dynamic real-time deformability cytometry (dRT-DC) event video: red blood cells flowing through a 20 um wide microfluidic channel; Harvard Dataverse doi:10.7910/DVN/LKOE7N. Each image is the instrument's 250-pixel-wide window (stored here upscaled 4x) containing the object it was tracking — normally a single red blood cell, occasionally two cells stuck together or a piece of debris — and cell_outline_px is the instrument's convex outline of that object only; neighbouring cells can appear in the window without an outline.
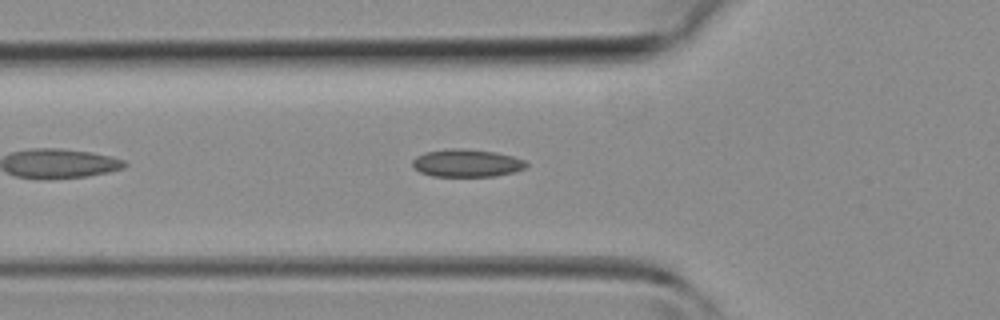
{"species": "common noctule bat (a hibernating species)", "species_latin": "Nyctalus noctula", "temperature_condition": "room temperature", "stored_images_in_passage": 33, "camera_frame_rate_fps": 3000, "um_per_image_px": 0.085, "animal": {"sex": "female", "body_mass_g": 19.3, "forearm_length_mm": 54.1}, "frame": {"image": 1, "passage_image": 5, "time_ms": 1.333, "image_size_px": [1000, 320], "cell_outline_px": [[528, 164], [524, 168], [512, 172], [492, 176], [432, 176], [420, 172], [412, 164], [412, 160], [416, 156], [424, 152], [448, 148], [464, 148], [496, 152], [512, 156], [524, 160]], "centroid_in_image_um": [39.64, 13.84], "position_along_channel_um": 86.2, "area_um2": 18.32}}
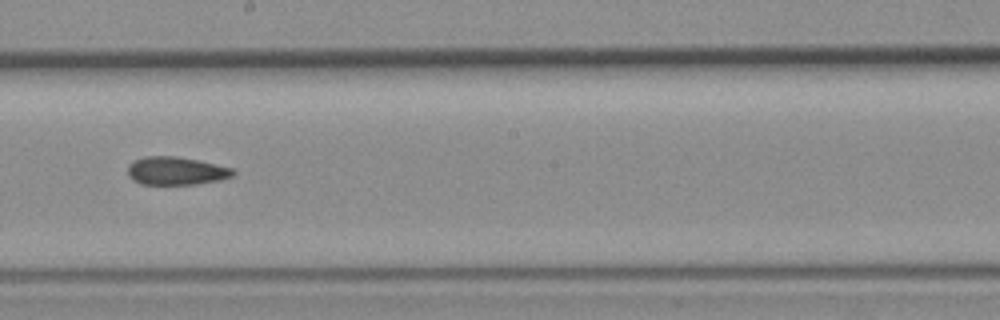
{"frame": {"image": 2, "passage_image": 14, "time_ms": 4.333, "image_size_px": [1000, 320], "cell_outline_px": [[236, 172], [232, 176], [220, 180], [196, 184], [140, 184], [132, 180], [128, 176], [128, 164], [144, 156], [176, 156], [196, 160], [232, 168]], "centroid_in_image_um": [14.94, 14.53], "position_along_channel_um": 233.3, "area_um2": 17.17}}
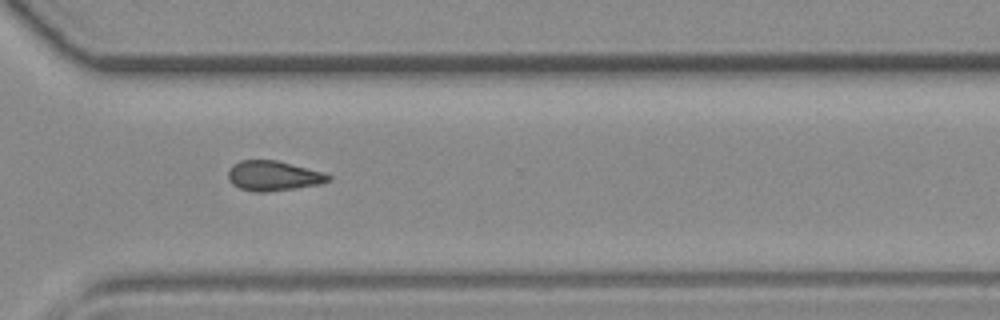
{"frame": {"image": 3, "passage_image": 21, "time_ms": 6.667, "image_size_px": [1000, 320], "cell_outline_px": [[332, 180], [320, 184], [268, 192], [256, 192], [240, 188], [232, 184], [228, 180], [228, 172], [232, 164], [240, 160], [276, 160], [320, 172], [332, 176]], "centroid_in_image_um": [23.19, 14.95], "position_along_channel_um": 347.4, "area_um2": 17.34}}